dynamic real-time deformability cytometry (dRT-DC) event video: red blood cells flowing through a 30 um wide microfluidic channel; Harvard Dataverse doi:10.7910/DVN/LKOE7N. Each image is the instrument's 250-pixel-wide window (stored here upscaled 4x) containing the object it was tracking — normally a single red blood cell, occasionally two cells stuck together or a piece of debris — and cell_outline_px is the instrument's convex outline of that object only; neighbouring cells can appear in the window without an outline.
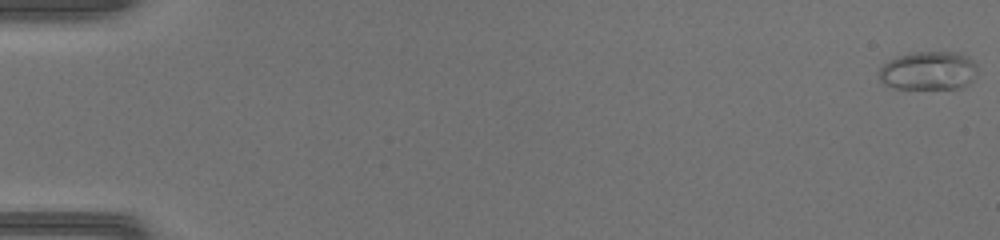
{"species": "common noctule bat (a hibernating species)", "species_latin": "Nyctalus noctula", "temperature_condition": "warm", "stored_images_in_passage": 50, "camera_frame_rate_fps": 3000, "um_per_image_px": 0.085, "animal": {"sex": "female", "body_mass_g": 17.0, "forearm_length_mm": 48.0}, "frame": {"image": 1, "passage_image": 1, "time_ms": 0.0, "image_size_px": [1000, 240], "cell_outline_px": [[976, 72], [972, 80], [964, 88], [892, 88], [884, 84], [880, 80], [880, 68], [888, 60], [896, 56], [912, 52], [956, 52], [968, 56], [976, 64]], "centroid_in_image_um": [78.92, 6.0], "position_along_channel_um": 6.1, "area_um2": 22.2}}
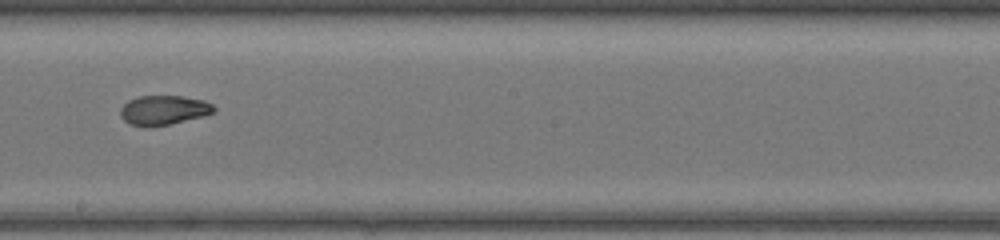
{"frame": {"image": 2, "passage_image": 30, "time_ms": 9.667, "image_size_px": [1000, 240], "cell_outline_px": [[216, 112], [204, 116], [168, 124], [148, 128], [144, 128], [128, 124], [120, 116], [120, 108], [128, 100], [136, 96], [184, 96], [204, 100], [212, 104], [216, 108]], "centroid_in_image_um": [13.89, 9.37], "position_along_channel_um": 234.3, "area_um2": 16.42}}
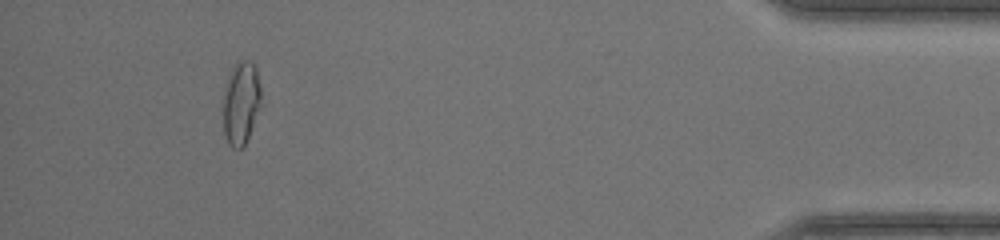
{"frame": {"image": 3, "passage_image": 47, "time_ms": 15.333, "image_size_px": [1000, 240], "cell_outline_px": [[260, 108], [244, 148], [232, 148], [228, 144], [224, 132], [224, 88], [228, 76], [232, 68], [240, 60], [248, 60], [256, 68], [260, 88]], "centroid_in_image_um": [20.48, 8.78], "position_along_channel_um": 414.7, "area_um2": 18.26}, "authors_computed_cell_mechanics": {"area_um2": 17.34, "velocity_mm_per_s": 4.2704, "shape_relaxation_time_tau1_ms": null, "shape_relaxation_time_tau2_ms": 1.7565, "deformation_change_tau1": null, "deformation_change_tau2": 0.0666}}